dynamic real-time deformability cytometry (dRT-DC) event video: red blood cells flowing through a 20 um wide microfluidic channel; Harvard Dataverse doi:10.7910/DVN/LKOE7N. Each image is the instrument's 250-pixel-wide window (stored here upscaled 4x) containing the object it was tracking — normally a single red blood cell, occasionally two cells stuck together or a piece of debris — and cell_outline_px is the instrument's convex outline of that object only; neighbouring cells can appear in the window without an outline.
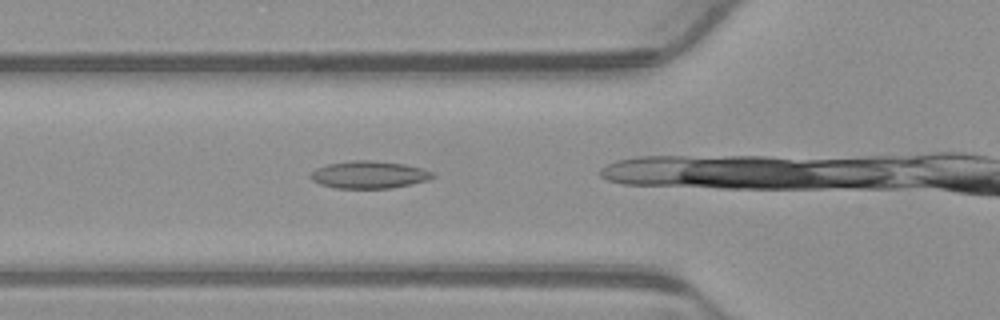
{"species": "common noctule bat (a hibernating species)", "species_latin": "Nyctalus noctula", "temperature_condition": "warm", "stored_images_in_passage": 16, "camera_frame_rate_fps": 3000, "um_per_image_px": 0.085, "animal": {"sex": "male", "body_mass_g": 23.1, "forearm_length_mm": 52.7}, "frame": {"image": 1, "passage_image": 3, "time_ms": 0.667, "image_size_px": [1000, 320], "cell_outline_px": [[436, 176], [428, 180], [412, 184], [392, 188], [336, 188], [320, 184], [312, 180], [308, 176], [316, 168], [328, 164], [352, 160], [372, 160], [404, 164], [424, 168], [432, 172]], "centroid_in_image_um": [31.38, 14.85], "position_along_channel_um": 94.4, "area_um2": 19.59}}
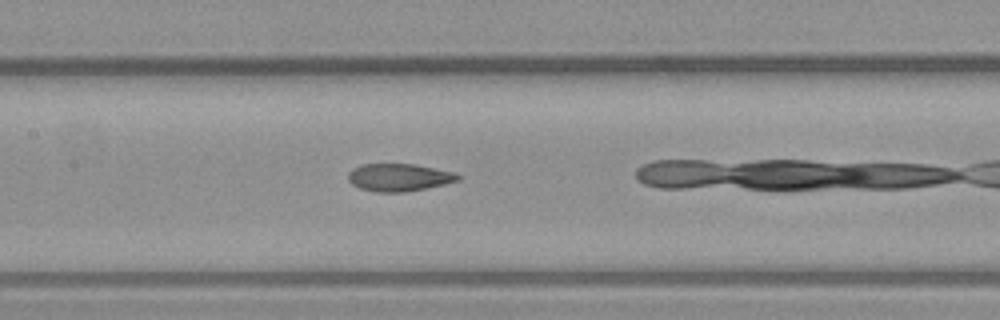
{"frame": {"image": 2, "passage_image": 9, "time_ms": 2.667, "image_size_px": [1000, 320], "cell_outline_px": [[460, 180], [444, 184], [404, 192], [376, 192], [360, 188], [352, 184], [348, 180], [348, 172], [352, 168], [360, 164], [416, 164], [452, 172], [460, 176]], "centroid_in_image_um": [33.87, 15.07], "position_along_channel_um": 173.5, "area_um2": 17.57}}
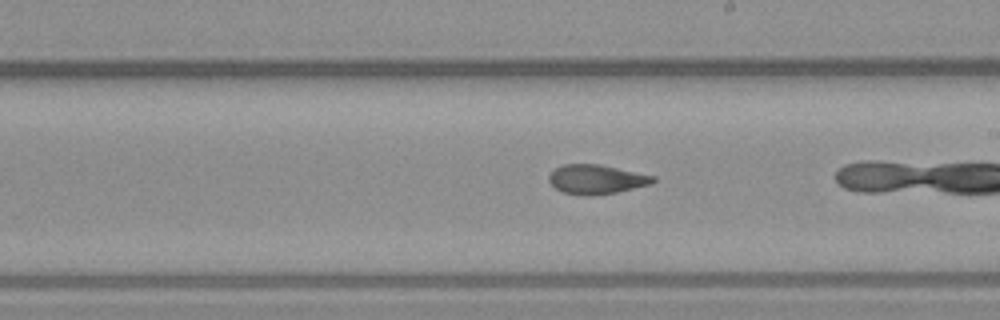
{"frame": {"image": 3, "passage_image": 14, "time_ms": 4.333, "image_size_px": [1000, 320], "cell_outline_px": [[656, 180], [652, 184], [616, 192], [592, 196], [584, 196], [560, 192], [548, 180], [548, 176], [556, 168], [564, 164], [600, 164], [656, 176]], "centroid_in_image_um": [50.7, 15.25], "position_along_channel_um": 238.3, "area_um2": 17.92}}